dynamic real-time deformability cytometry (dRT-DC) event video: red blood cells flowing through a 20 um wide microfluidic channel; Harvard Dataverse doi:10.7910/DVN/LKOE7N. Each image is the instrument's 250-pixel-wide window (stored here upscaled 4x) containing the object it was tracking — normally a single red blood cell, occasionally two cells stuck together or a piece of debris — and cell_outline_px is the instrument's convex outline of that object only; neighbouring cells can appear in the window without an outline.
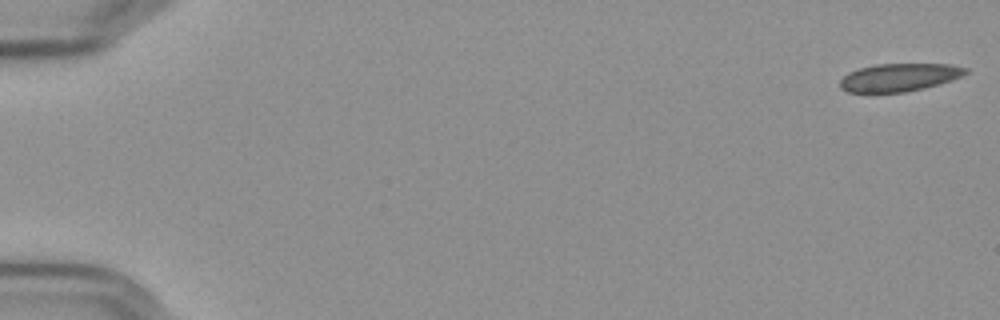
{"species": "Egyptian fruit bat (a non-hibernating species)", "species_latin": "Rousettus aegyptiacus", "temperature_condition": "cold", "stored_images_in_passage": 33, "camera_frame_rate_fps": 3000, "um_per_image_px": 0.085, "frame": {"image": 1, "passage_image": 1, "time_ms": 0.0, "image_size_px": [1000, 320], "cell_outline_px": [[968, 72], [952, 80], [940, 84], [924, 88], [904, 92], [848, 92], [840, 88], [840, 80], [848, 72], [860, 68], [876, 64], [952, 64], [968, 68]], "centroid_in_image_um": [76.45, 6.57], "position_along_channel_um": 8.6, "area_um2": 20.4}}
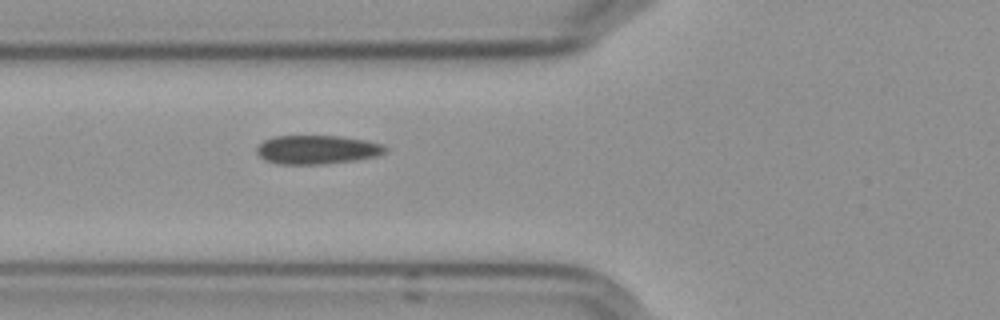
{"frame": {"image": 2, "passage_image": 22, "time_ms": 7.0, "image_size_px": [1000, 320], "cell_outline_px": [[388, 148], [384, 152], [376, 156], [356, 160], [324, 164], [276, 164], [264, 160], [256, 152], [256, 148], [264, 140], [276, 136], [340, 136], [364, 140], [384, 144]], "centroid_in_image_um": [26.94, 12.72], "position_along_channel_um": 98.9, "area_um2": 21.62}}
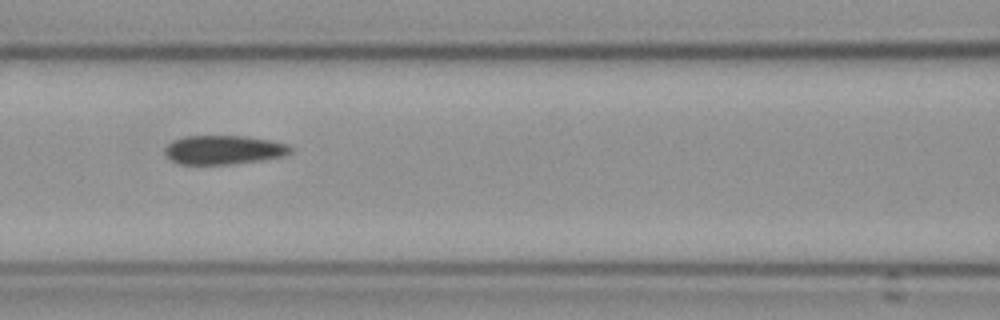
{"frame": {"image": 3, "passage_image": 26, "time_ms": 8.333, "image_size_px": [1000, 320], "cell_outline_px": [[292, 152], [284, 156], [260, 160], [228, 164], [180, 164], [172, 160], [164, 152], [164, 148], [172, 140], [184, 136], [248, 136], [272, 140], [288, 144], [292, 148]], "centroid_in_image_um": [19.03, 12.72], "position_along_channel_um": 147.6, "area_um2": 21.27}}